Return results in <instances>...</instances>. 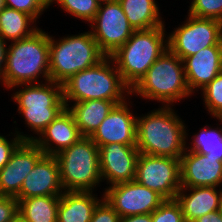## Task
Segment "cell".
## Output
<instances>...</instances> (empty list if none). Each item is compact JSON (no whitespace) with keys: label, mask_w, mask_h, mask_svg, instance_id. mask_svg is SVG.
Instances as JSON below:
<instances>
[{"label":"cell","mask_w":222,"mask_h":222,"mask_svg":"<svg viewBox=\"0 0 222 222\" xmlns=\"http://www.w3.org/2000/svg\"><path fill=\"white\" fill-rule=\"evenodd\" d=\"M203 100L209 113L222 117V72L218 74L203 90Z\"/></svg>","instance_id":"cell-28"},{"label":"cell","mask_w":222,"mask_h":222,"mask_svg":"<svg viewBox=\"0 0 222 222\" xmlns=\"http://www.w3.org/2000/svg\"><path fill=\"white\" fill-rule=\"evenodd\" d=\"M164 27L135 30L125 44L111 55L124 82L131 89L168 49Z\"/></svg>","instance_id":"cell-4"},{"label":"cell","mask_w":222,"mask_h":222,"mask_svg":"<svg viewBox=\"0 0 222 222\" xmlns=\"http://www.w3.org/2000/svg\"><path fill=\"white\" fill-rule=\"evenodd\" d=\"M91 24L92 35L105 56L115 53L135 31L118 0L100 4Z\"/></svg>","instance_id":"cell-11"},{"label":"cell","mask_w":222,"mask_h":222,"mask_svg":"<svg viewBox=\"0 0 222 222\" xmlns=\"http://www.w3.org/2000/svg\"><path fill=\"white\" fill-rule=\"evenodd\" d=\"M18 216V200L0 196V222H12Z\"/></svg>","instance_id":"cell-34"},{"label":"cell","mask_w":222,"mask_h":222,"mask_svg":"<svg viewBox=\"0 0 222 222\" xmlns=\"http://www.w3.org/2000/svg\"><path fill=\"white\" fill-rule=\"evenodd\" d=\"M188 87L203 90L222 72V45L206 47L183 60Z\"/></svg>","instance_id":"cell-18"},{"label":"cell","mask_w":222,"mask_h":222,"mask_svg":"<svg viewBox=\"0 0 222 222\" xmlns=\"http://www.w3.org/2000/svg\"><path fill=\"white\" fill-rule=\"evenodd\" d=\"M192 191L184 194L186 190ZM176 202L180 205L185 222H193L199 217L222 209V190L217 191L216 187H181L175 196Z\"/></svg>","instance_id":"cell-20"},{"label":"cell","mask_w":222,"mask_h":222,"mask_svg":"<svg viewBox=\"0 0 222 222\" xmlns=\"http://www.w3.org/2000/svg\"><path fill=\"white\" fill-rule=\"evenodd\" d=\"M56 1L60 6L73 15L91 23L96 16L100 3L96 0H49V4Z\"/></svg>","instance_id":"cell-27"},{"label":"cell","mask_w":222,"mask_h":222,"mask_svg":"<svg viewBox=\"0 0 222 222\" xmlns=\"http://www.w3.org/2000/svg\"><path fill=\"white\" fill-rule=\"evenodd\" d=\"M43 155L44 152L33 141H22L0 170V196L16 198L26 176Z\"/></svg>","instance_id":"cell-13"},{"label":"cell","mask_w":222,"mask_h":222,"mask_svg":"<svg viewBox=\"0 0 222 222\" xmlns=\"http://www.w3.org/2000/svg\"><path fill=\"white\" fill-rule=\"evenodd\" d=\"M104 57L91 31L67 36L59 42L50 36V80L63 85L77 72L95 66Z\"/></svg>","instance_id":"cell-6"},{"label":"cell","mask_w":222,"mask_h":222,"mask_svg":"<svg viewBox=\"0 0 222 222\" xmlns=\"http://www.w3.org/2000/svg\"><path fill=\"white\" fill-rule=\"evenodd\" d=\"M139 155L136 145L112 143L100 146L101 179H106L111 185L134 181Z\"/></svg>","instance_id":"cell-14"},{"label":"cell","mask_w":222,"mask_h":222,"mask_svg":"<svg viewBox=\"0 0 222 222\" xmlns=\"http://www.w3.org/2000/svg\"><path fill=\"white\" fill-rule=\"evenodd\" d=\"M180 174L181 187H218L222 183V162L185 150L180 159Z\"/></svg>","instance_id":"cell-17"},{"label":"cell","mask_w":222,"mask_h":222,"mask_svg":"<svg viewBox=\"0 0 222 222\" xmlns=\"http://www.w3.org/2000/svg\"><path fill=\"white\" fill-rule=\"evenodd\" d=\"M167 38L168 49L183 61L206 47L222 45V22L188 14L185 23Z\"/></svg>","instance_id":"cell-9"},{"label":"cell","mask_w":222,"mask_h":222,"mask_svg":"<svg viewBox=\"0 0 222 222\" xmlns=\"http://www.w3.org/2000/svg\"><path fill=\"white\" fill-rule=\"evenodd\" d=\"M193 222H222V209L209 212Z\"/></svg>","instance_id":"cell-35"},{"label":"cell","mask_w":222,"mask_h":222,"mask_svg":"<svg viewBox=\"0 0 222 222\" xmlns=\"http://www.w3.org/2000/svg\"><path fill=\"white\" fill-rule=\"evenodd\" d=\"M151 215L152 222H185L180 205L175 199L165 200Z\"/></svg>","instance_id":"cell-30"},{"label":"cell","mask_w":222,"mask_h":222,"mask_svg":"<svg viewBox=\"0 0 222 222\" xmlns=\"http://www.w3.org/2000/svg\"><path fill=\"white\" fill-rule=\"evenodd\" d=\"M96 1L99 2L100 4H102V3L108 2L110 0H96Z\"/></svg>","instance_id":"cell-40"},{"label":"cell","mask_w":222,"mask_h":222,"mask_svg":"<svg viewBox=\"0 0 222 222\" xmlns=\"http://www.w3.org/2000/svg\"><path fill=\"white\" fill-rule=\"evenodd\" d=\"M183 61L167 49L131 89L132 93L170 106L192 93L188 87Z\"/></svg>","instance_id":"cell-5"},{"label":"cell","mask_w":222,"mask_h":222,"mask_svg":"<svg viewBox=\"0 0 222 222\" xmlns=\"http://www.w3.org/2000/svg\"><path fill=\"white\" fill-rule=\"evenodd\" d=\"M34 21L36 22L32 16L26 13L5 7L0 12V35L4 39H9V41H17L29 37L38 30L37 27L34 26L33 28L30 25Z\"/></svg>","instance_id":"cell-25"},{"label":"cell","mask_w":222,"mask_h":222,"mask_svg":"<svg viewBox=\"0 0 222 222\" xmlns=\"http://www.w3.org/2000/svg\"><path fill=\"white\" fill-rule=\"evenodd\" d=\"M217 119H219L222 122V117H217Z\"/></svg>","instance_id":"cell-41"},{"label":"cell","mask_w":222,"mask_h":222,"mask_svg":"<svg viewBox=\"0 0 222 222\" xmlns=\"http://www.w3.org/2000/svg\"><path fill=\"white\" fill-rule=\"evenodd\" d=\"M18 200V215L25 222H57L60 196H37Z\"/></svg>","instance_id":"cell-24"},{"label":"cell","mask_w":222,"mask_h":222,"mask_svg":"<svg viewBox=\"0 0 222 222\" xmlns=\"http://www.w3.org/2000/svg\"><path fill=\"white\" fill-rule=\"evenodd\" d=\"M91 191H64L60 196L57 222H90L100 202Z\"/></svg>","instance_id":"cell-22"},{"label":"cell","mask_w":222,"mask_h":222,"mask_svg":"<svg viewBox=\"0 0 222 222\" xmlns=\"http://www.w3.org/2000/svg\"><path fill=\"white\" fill-rule=\"evenodd\" d=\"M193 147H186V151H192L205 156L218 158L222 162V128L219 131L209 127L202 128L200 133L193 136ZM189 148V149H188Z\"/></svg>","instance_id":"cell-26"},{"label":"cell","mask_w":222,"mask_h":222,"mask_svg":"<svg viewBox=\"0 0 222 222\" xmlns=\"http://www.w3.org/2000/svg\"><path fill=\"white\" fill-rule=\"evenodd\" d=\"M119 214L102 198L94 209L90 222H120Z\"/></svg>","instance_id":"cell-33"},{"label":"cell","mask_w":222,"mask_h":222,"mask_svg":"<svg viewBox=\"0 0 222 222\" xmlns=\"http://www.w3.org/2000/svg\"><path fill=\"white\" fill-rule=\"evenodd\" d=\"M49 41L50 36L42 29L29 37L12 41L6 53L5 71L1 79L3 85L13 88L35 83L40 74L45 81H49Z\"/></svg>","instance_id":"cell-3"},{"label":"cell","mask_w":222,"mask_h":222,"mask_svg":"<svg viewBox=\"0 0 222 222\" xmlns=\"http://www.w3.org/2000/svg\"><path fill=\"white\" fill-rule=\"evenodd\" d=\"M134 30H147L164 25L155 0H118Z\"/></svg>","instance_id":"cell-23"},{"label":"cell","mask_w":222,"mask_h":222,"mask_svg":"<svg viewBox=\"0 0 222 222\" xmlns=\"http://www.w3.org/2000/svg\"><path fill=\"white\" fill-rule=\"evenodd\" d=\"M59 164L56 156L43 155L26 176L16 199L37 196H61Z\"/></svg>","instance_id":"cell-16"},{"label":"cell","mask_w":222,"mask_h":222,"mask_svg":"<svg viewBox=\"0 0 222 222\" xmlns=\"http://www.w3.org/2000/svg\"><path fill=\"white\" fill-rule=\"evenodd\" d=\"M135 181L156 191L165 200L175 199L181 188L180 159L140 153Z\"/></svg>","instance_id":"cell-10"},{"label":"cell","mask_w":222,"mask_h":222,"mask_svg":"<svg viewBox=\"0 0 222 222\" xmlns=\"http://www.w3.org/2000/svg\"><path fill=\"white\" fill-rule=\"evenodd\" d=\"M103 195L120 217L151 214L165 201L156 191L135 180L111 185Z\"/></svg>","instance_id":"cell-12"},{"label":"cell","mask_w":222,"mask_h":222,"mask_svg":"<svg viewBox=\"0 0 222 222\" xmlns=\"http://www.w3.org/2000/svg\"><path fill=\"white\" fill-rule=\"evenodd\" d=\"M40 135L41 136L39 138L36 137L33 142L45 155L53 156H56L62 150L70 147L82 138L78 126L75 124L74 118L67 108H65ZM53 143L56 147L52 146Z\"/></svg>","instance_id":"cell-19"},{"label":"cell","mask_w":222,"mask_h":222,"mask_svg":"<svg viewBox=\"0 0 222 222\" xmlns=\"http://www.w3.org/2000/svg\"><path fill=\"white\" fill-rule=\"evenodd\" d=\"M14 140H7L4 136L0 135V170L9 162L11 154L22 141H33L35 137H27L16 132Z\"/></svg>","instance_id":"cell-32"},{"label":"cell","mask_w":222,"mask_h":222,"mask_svg":"<svg viewBox=\"0 0 222 222\" xmlns=\"http://www.w3.org/2000/svg\"><path fill=\"white\" fill-rule=\"evenodd\" d=\"M124 101L88 100L66 107L82 137H91L116 104Z\"/></svg>","instance_id":"cell-21"},{"label":"cell","mask_w":222,"mask_h":222,"mask_svg":"<svg viewBox=\"0 0 222 222\" xmlns=\"http://www.w3.org/2000/svg\"><path fill=\"white\" fill-rule=\"evenodd\" d=\"M6 7L5 0H0V12Z\"/></svg>","instance_id":"cell-38"},{"label":"cell","mask_w":222,"mask_h":222,"mask_svg":"<svg viewBox=\"0 0 222 222\" xmlns=\"http://www.w3.org/2000/svg\"><path fill=\"white\" fill-rule=\"evenodd\" d=\"M5 46H6V40H4V38L0 35V80L4 76L5 65H6V53L8 48H6Z\"/></svg>","instance_id":"cell-36"},{"label":"cell","mask_w":222,"mask_h":222,"mask_svg":"<svg viewBox=\"0 0 222 222\" xmlns=\"http://www.w3.org/2000/svg\"><path fill=\"white\" fill-rule=\"evenodd\" d=\"M6 7L26 13L35 20L50 6L49 0H5Z\"/></svg>","instance_id":"cell-31"},{"label":"cell","mask_w":222,"mask_h":222,"mask_svg":"<svg viewBox=\"0 0 222 222\" xmlns=\"http://www.w3.org/2000/svg\"><path fill=\"white\" fill-rule=\"evenodd\" d=\"M120 222H152V215L140 214V215L124 216L120 218Z\"/></svg>","instance_id":"cell-37"},{"label":"cell","mask_w":222,"mask_h":222,"mask_svg":"<svg viewBox=\"0 0 222 222\" xmlns=\"http://www.w3.org/2000/svg\"><path fill=\"white\" fill-rule=\"evenodd\" d=\"M12 222H25L19 215Z\"/></svg>","instance_id":"cell-39"},{"label":"cell","mask_w":222,"mask_h":222,"mask_svg":"<svg viewBox=\"0 0 222 222\" xmlns=\"http://www.w3.org/2000/svg\"><path fill=\"white\" fill-rule=\"evenodd\" d=\"M188 14L222 22V0H193Z\"/></svg>","instance_id":"cell-29"},{"label":"cell","mask_w":222,"mask_h":222,"mask_svg":"<svg viewBox=\"0 0 222 222\" xmlns=\"http://www.w3.org/2000/svg\"><path fill=\"white\" fill-rule=\"evenodd\" d=\"M111 56H105L95 66L79 71L63 84L65 106L68 102L88 100L126 101L131 88L124 82ZM112 63V64H110ZM112 65V66H110ZM124 94V95H123Z\"/></svg>","instance_id":"cell-2"},{"label":"cell","mask_w":222,"mask_h":222,"mask_svg":"<svg viewBox=\"0 0 222 222\" xmlns=\"http://www.w3.org/2000/svg\"><path fill=\"white\" fill-rule=\"evenodd\" d=\"M45 83L23 84L25 87L13 96L14 101L18 103L19 113L37 135L66 108L63 85L52 80Z\"/></svg>","instance_id":"cell-8"},{"label":"cell","mask_w":222,"mask_h":222,"mask_svg":"<svg viewBox=\"0 0 222 222\" xmlns=\"http://www.w3.org/2000/svg\"><path fill=\"white\" fill-rule=\"evenodd\" d=\"M127 102L116 104L90 137L98 146L112 143L137 144V117L132 116Z\"/></svg>","instance_id":"cell-15"},{"label":"cell","mask_w":222,"mask_h":222,"mask_svg":"<svg viewBox=\"0 0 222 222\" xmlns=\"http://www.w3.org/2000/svg\"><path fill=\"white\" fill-rule=\"evenodd\" d=\"M60 183L65 191H91L102 181L99 147L90 137H82L56 155ZM67 189V190H66Z\"/></svg>","instance_id":"cell-7"},{"label":"cell","mask_w":222,"mask_h":222,"mask_svg":"<svg viewBox=\"0 0 222 222\" xmlns=\"http://www.w3.org/2000/svg\"><path fill=\"white\" fill-rule=\"evenodd\" d=\"M137 117V144L142 154L181 159L186 150L185 124L170 106Z\"/></svg>","instance_id":"cell-1"}]
</instances>
